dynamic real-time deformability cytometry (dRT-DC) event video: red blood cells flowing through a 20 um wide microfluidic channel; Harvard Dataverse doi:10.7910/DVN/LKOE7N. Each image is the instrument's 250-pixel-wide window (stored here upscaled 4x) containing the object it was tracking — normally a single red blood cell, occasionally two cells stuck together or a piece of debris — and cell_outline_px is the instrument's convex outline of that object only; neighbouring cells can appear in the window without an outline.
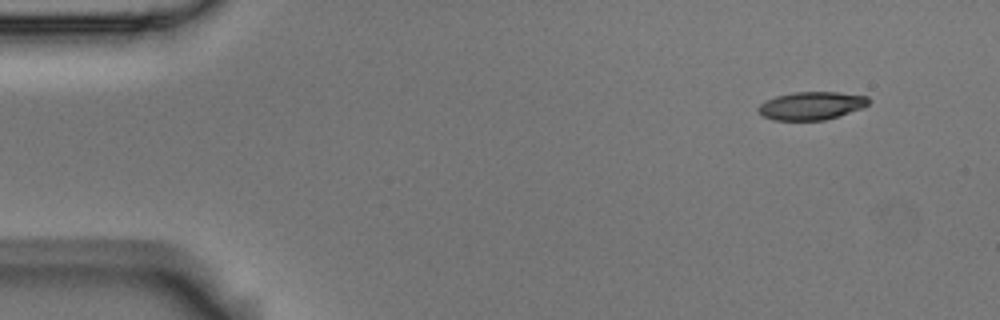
{"species": "Egyptian fruit bat (a non-hibernating species)", "species_latin": "Rousettus aegyptiacus", "temperature_condition": "room temperature", "stored_images_in_passage": 10, "camera_frame_rate_fps": 3000, "um_per_image_px": 0.085, "animal": {"sex": "male"}, "frame": {"image": 1, "passage_image": 1, "time_ms": 0.0, "image_size_px": [1000, 320], "cell_outline_px": [[872, 100], [868, 104], [860, 108], [824, 120], [772, 120], [764, 116], [756, 108], [764, 100], [776, 96], [792, 92], [840, 92], [868, 96]], "centroid_in_image_um": [68.95, 8.97], "position_along_channel_um": 16.1, "area_um2": 17.98}}
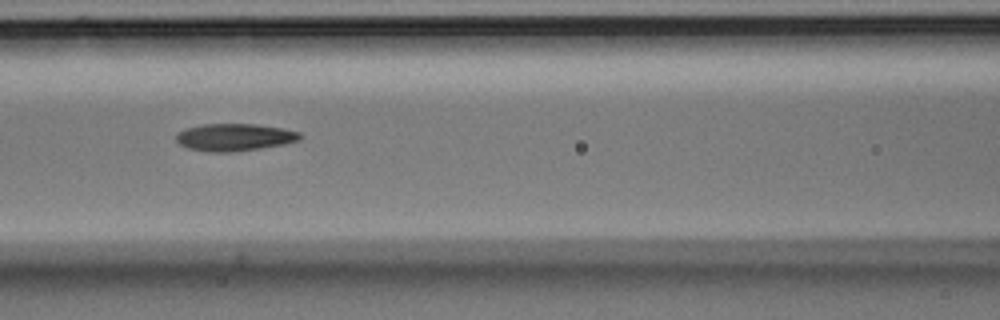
{"frame": {"image": 2, "passage_image": 6, "time_ms": 1.667, "image_size_px": [1000, 320], "cell_outline_px": [[300, 140], [284, 144], [260, 148], [232, 152], [208, 152], [188, 148], [180, 144], [176, 140], [176, 132], [184, 128], [200, 124], [256, 124], [284, 128], [300, 132]], "centroid_in_image_um": [19.9, 11.66], "position_along_channel_um": 146.7, "area_um2": 19.88}}
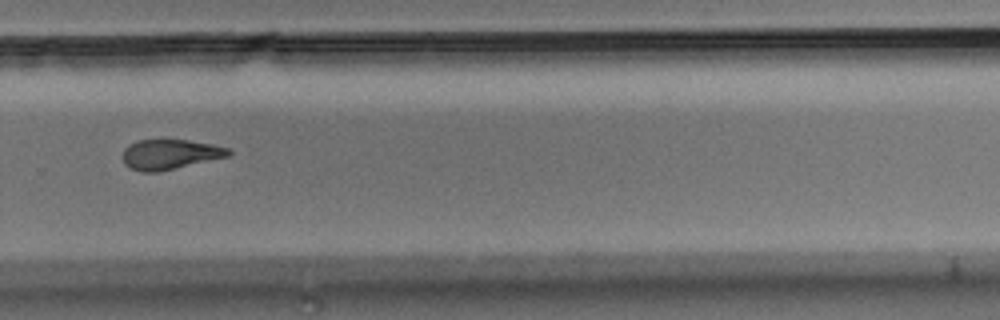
{"frame": {"image": 3, "passage_image": 10, "time_ms": 3.0, "image_size_px": [1000, 320], "cell_outline_px": [[232, 152], [228, 156], [160, 172], [140, 172], [124, 164], [120, 156], [124, 148], [136, 140], [160, 136], [188, 140], [212, 144], [228, 148]], "centroid_in_image_um": [14.37, 13.07], "position_along_channel_um": 315.4, "area_um2": 19.36}}